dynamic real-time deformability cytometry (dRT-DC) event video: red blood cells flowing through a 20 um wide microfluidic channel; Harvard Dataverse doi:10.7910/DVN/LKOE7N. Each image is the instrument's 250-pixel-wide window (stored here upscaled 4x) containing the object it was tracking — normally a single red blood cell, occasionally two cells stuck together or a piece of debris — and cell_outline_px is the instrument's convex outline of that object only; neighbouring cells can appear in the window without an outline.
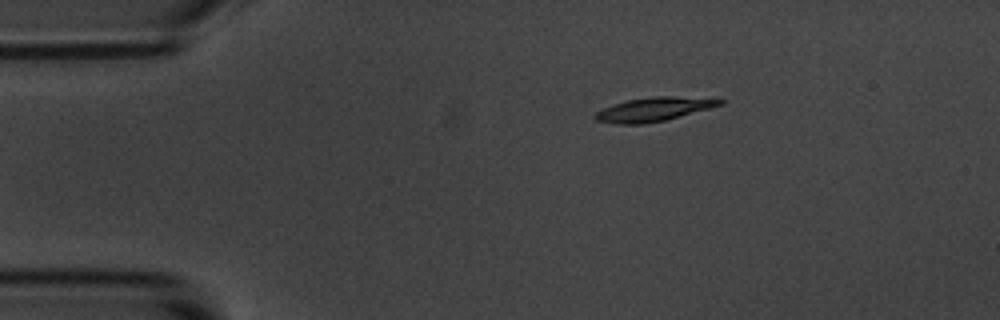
{"species": "common noctule bat (a hibernating species)", "species_latin": "Nyctalus noctula", "temperature_condition": "room temperature", "stored_images_in_passage": 4, "camera_frame_rate_fps": 3000, "um_per_image_px": 0.085, "animal": {"sex": "male", "body_mass_g": 20.1, "forearm_length_mm": 53.5}, "frame": {"image": 1, "passage_image": 2, "time_ms": 1.333, "image_size_px": [1000, 320], "cell_outline_px": [[724, 104], [664, 120], [640, 124], [616, 124], [596, 120], [592, 116], [596, 112], [604, 108], [628, 100], [652, 96], [676, 96], [724, 100]], "centroid_in_image_um": [55.53, 9.29], "position_along_channel_um": 29.5, "area_um2": 16.94}}